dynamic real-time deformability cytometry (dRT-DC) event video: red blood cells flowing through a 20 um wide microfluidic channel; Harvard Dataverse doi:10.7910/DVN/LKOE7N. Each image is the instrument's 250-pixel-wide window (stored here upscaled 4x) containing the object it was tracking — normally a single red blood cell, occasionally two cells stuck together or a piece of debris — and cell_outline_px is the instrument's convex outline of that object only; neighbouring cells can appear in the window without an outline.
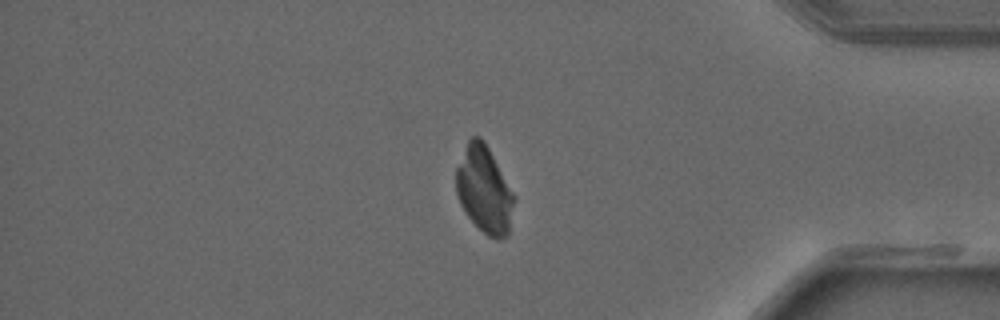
{"species": "common noctule bat (a hibernating species)", "species_latin": "Nyctalus noctula", "temperature_condition": "warm", "stored_images_in_passage": 28, "camera_frame_rate_fps": 3000, "um_per_image_px": 0.085, "animal": {"sex": "male", "forearm_length_mm": 52.5}, "frame": {"image": 1, "passage_image": 22, "time_ms": 7.0, "image_size_px": [1000, 320], "cell_outline_px": [[516, 196], [508, 236], [496, 240], [488, 236], [468, 216], [460, 204], [456, 192], [456, 168], [468, 140], [472, 136], [480, 136], [484, 140]], "centroid_in_image_um": [41.18, 16.13], "position_along_channel_um": 394.0, "area_um2": 29.36}}
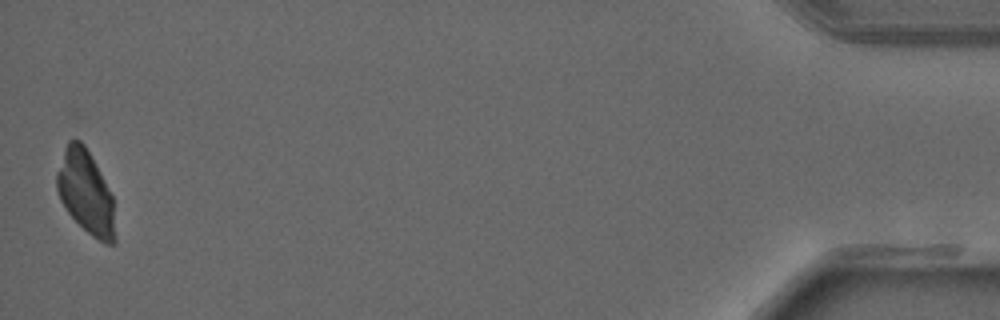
{"frame": {"image": 2, "passage_image": 28, "time_ms": 9.0, "image_size_px": [1000, 320], "cell_outline_px": [[116, 244], [104, 244], [92, 236], [68, 212], [60, 200], [56, 188], [56, 172], [64, 148], [68, 140], [80, 140], [84, 144], [112, 196], [116, 240]], "centroid_in_image_um": [7.27, 16.37], "position_along_channel_um": 427.9, "area_um2": 27.98}}